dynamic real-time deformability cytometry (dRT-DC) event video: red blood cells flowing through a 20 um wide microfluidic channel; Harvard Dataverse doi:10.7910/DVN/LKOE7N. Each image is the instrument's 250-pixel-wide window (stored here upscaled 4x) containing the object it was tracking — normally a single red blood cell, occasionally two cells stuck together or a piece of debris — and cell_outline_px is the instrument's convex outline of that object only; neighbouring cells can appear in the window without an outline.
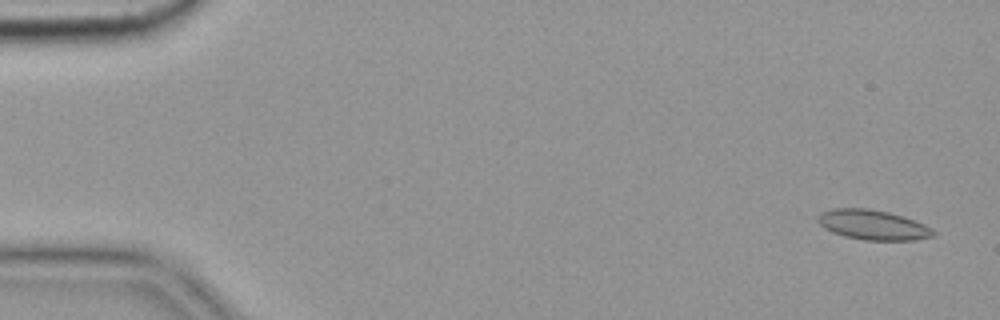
{"species": "common noctule bat (a hibernating species)", "species_latin": "Nyctalus noctula", "temperature_condition": "cold", "stored_images_in_passage": 6, "camera_frame_rate_fps": 3000, "um_per_image_px": 0.085, "animal": {"sex": "female", "body_mass_g": 19.9}, "frame": {"image": 1, "passage_image": 1, "time_ms": 0.0, "image_size_px": [1000, 320], "cell_outline_px": [[936, 232], [932, 236], [916, 240], [864, 240], [844, 236], [832, 232], [824, 228], [816, 220], [816, 216], [820, 212], [832, 208], [868, 208], [888, 212], [904, 216], [924, 224], [932, 228]], "centroid_in_image_um": [74.17, 19.1], "position_along_channel_um": 10.8, "area_um2": 20.29}}